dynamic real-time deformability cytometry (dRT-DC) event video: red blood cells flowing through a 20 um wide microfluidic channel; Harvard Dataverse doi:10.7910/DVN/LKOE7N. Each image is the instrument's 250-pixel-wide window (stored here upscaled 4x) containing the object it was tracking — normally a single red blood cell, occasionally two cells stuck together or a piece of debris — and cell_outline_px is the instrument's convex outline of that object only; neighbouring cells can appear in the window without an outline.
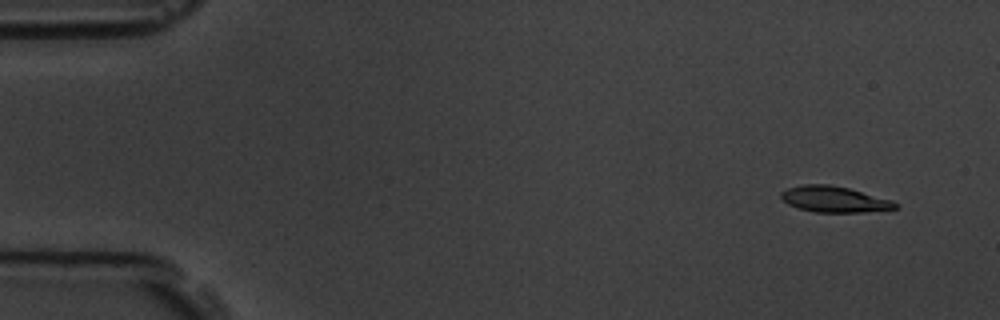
{"species": "common noctule bat (a hibernating species)", "species_latin": "Nyctalus noctula", "temperature_condition": "room temperature", "stored_images_in_passage": 6, "camera_frame_rate_fps": 3000, "um_per_image_px": 0.085, "animal": {"sex": "male", "body_mass_g": 19.5, "forearm_length_mm": 54.6}, "frame": {"image": 1, "passage_image": 2, "time_ms": 1.0, "image_size_px": [1000, 320], "cell_outline_px": [[896, 208], [860, 212], [816, 212], [800, 208], [788, 204], [780, 196], [780, 192], [788, 188], [804, 184], [828, 184], [848, 188], [892, 200], [896, 204]], "centroid_in_image_um": [70.87, 16.93], "position_along_channel_um": 14.1, "area_um2": 16.94}}